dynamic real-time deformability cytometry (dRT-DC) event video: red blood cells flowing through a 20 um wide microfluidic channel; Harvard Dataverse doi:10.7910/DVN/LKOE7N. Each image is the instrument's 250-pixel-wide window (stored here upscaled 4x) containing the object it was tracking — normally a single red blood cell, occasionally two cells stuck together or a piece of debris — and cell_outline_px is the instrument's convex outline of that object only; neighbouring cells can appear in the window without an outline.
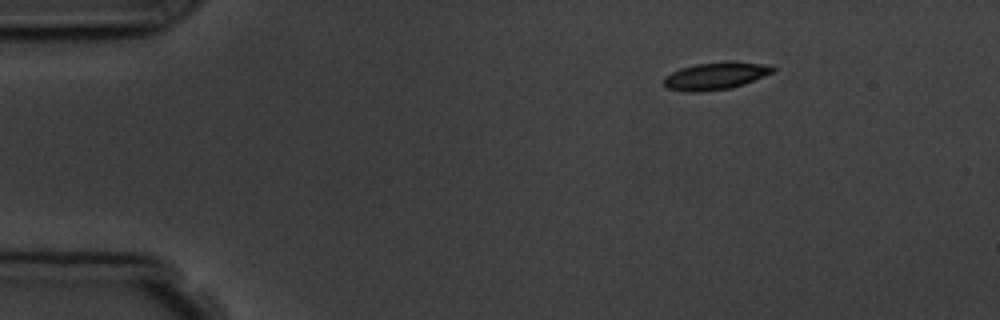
{"species": "common noctule bat (a hibernating species)", "species_latin": "Nyctalus noctula", "temperature_condition": "room temperature", "stored_images_in_passage": 4, "camera_frame_rate_fps": 3000, "um_per_image_px": 0.085, "animal": {"sex": "male", "body_mass_g": 19.5, "forearm_length_mm": 54.6}, "frame": {"image": 1, "passage_image": 1, "time_ms": 0.0, "image_size_px": [1000, 320], "cell_outline_px": [[776, 68], [772, 72], [744, 84], [728, 88], [700, 92], [688, 92], [668, 88], [664, 84], [664, 76], [680, 68], [696, 64], [728, 60], [732, 60], [772, 64]], "centroid_in_image_um": [60.86, 6.42], "position_along_channel_um": 24.1, "area_um2": 17.57}}
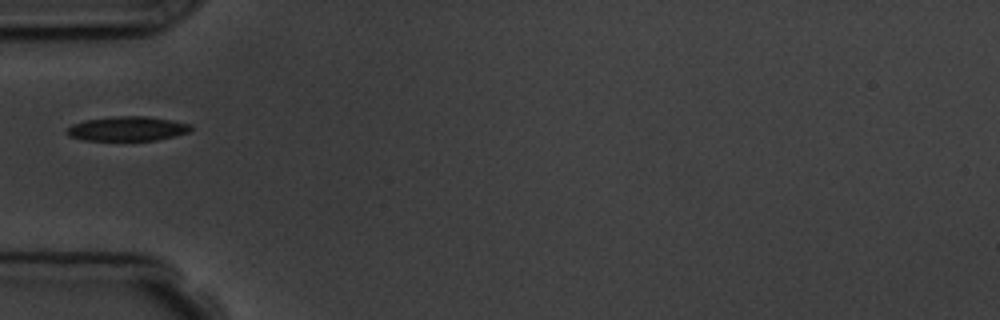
{"frame": {"image": 2, "passage_image": 3, "time_ms": 3.333, "image_size_px": [1000, 320], "cell_outline_px": [[192, 128], [188, 132], [176, 136], [156, 140], [84, 140], [68, 136], [64, 132], [72, 124], [84, 120], [116, 116], [148, 116], [172, 120], [192, 124]], "centroid_in_image_um": [10.83, 10.93], "position_along_channel_um": 74.2, "area_um2": 17.8}}